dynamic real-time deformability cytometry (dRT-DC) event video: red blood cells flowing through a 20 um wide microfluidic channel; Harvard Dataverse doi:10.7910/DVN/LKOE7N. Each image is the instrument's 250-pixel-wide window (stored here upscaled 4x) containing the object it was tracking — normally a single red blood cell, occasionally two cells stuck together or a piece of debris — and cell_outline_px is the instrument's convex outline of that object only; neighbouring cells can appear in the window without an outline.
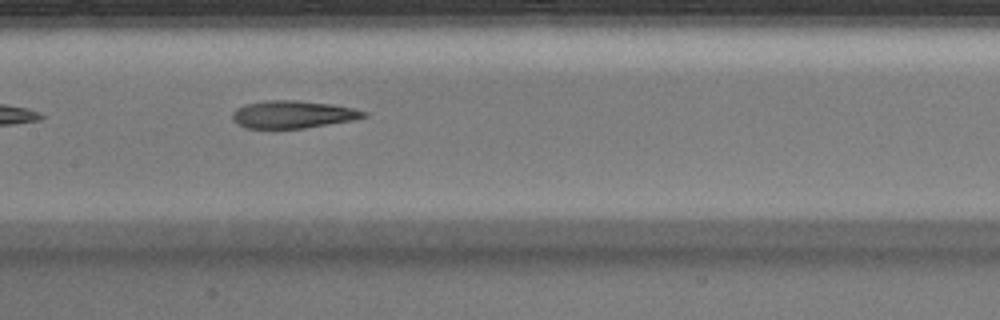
{"species": "Egyptian fruit bat (a non-hibernating species)", "species_latin": "Rousettus aegyptiacus", "temperature_condition": "warm", "stored_images_in_passage": 32, "camera_frame_rate_fps": 3000, "um_per_image_px": 0.085, "animal": {"sex": "male"}, "frame": {"image": 1, "passage_image": 10, "time_ms": 3.0, "image_size_px": [1000, 320], "cell_outline_px": [[368, 116], [352, 120], [304, 128], [248, 128], [236, 124], [232, 120], [232, 112], [236, 108], [244, 104], [264, 100], [296, 100], [332, 104], [352, 108], [368, 112]], "centroid_in_image_um": [24.85, 9.72], "position_along_channel_um": 182.5, "area_um2": 21.15}}
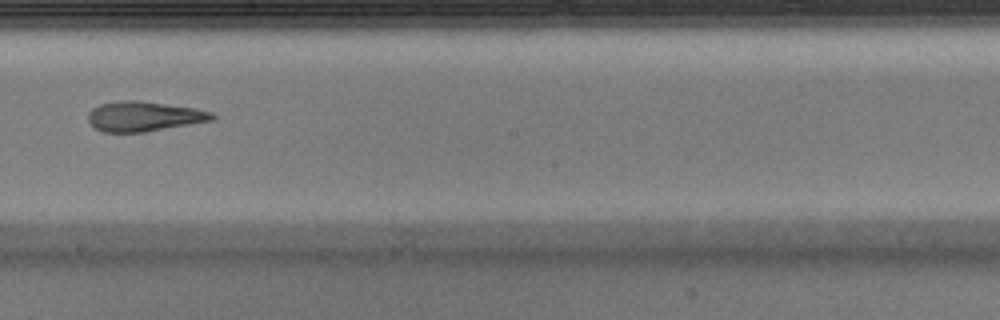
{"frame": {"image": 2, "passage_image": 14, "time_ms": 4.333, "image_size_px": [1000, 320], "cell_outline_px": [[216, 120], [144, 132], [104, 132], [96, 128], [88, 120], [88, 112], [92, 108], [100, 104], [120, 100], [140, 100], [196, 108], [212, 112], [216, 116]], "centroid_in_image_um": [12.27, 9.88], "position_along_channel_um": 235.9, "area_um2": 21.79}, "authors_computed_cell_mechanics": {"area_um2": 22.253, "velocity_mm_per_s": 4.0253, "shape_relaxation_time_tau1_ms": 6.2637, "shape_relaxation_time_tau2_ms": 3.1281, "deformation_change_tau1": 0.2368, "deformation_change_tau2": 0.1422}}